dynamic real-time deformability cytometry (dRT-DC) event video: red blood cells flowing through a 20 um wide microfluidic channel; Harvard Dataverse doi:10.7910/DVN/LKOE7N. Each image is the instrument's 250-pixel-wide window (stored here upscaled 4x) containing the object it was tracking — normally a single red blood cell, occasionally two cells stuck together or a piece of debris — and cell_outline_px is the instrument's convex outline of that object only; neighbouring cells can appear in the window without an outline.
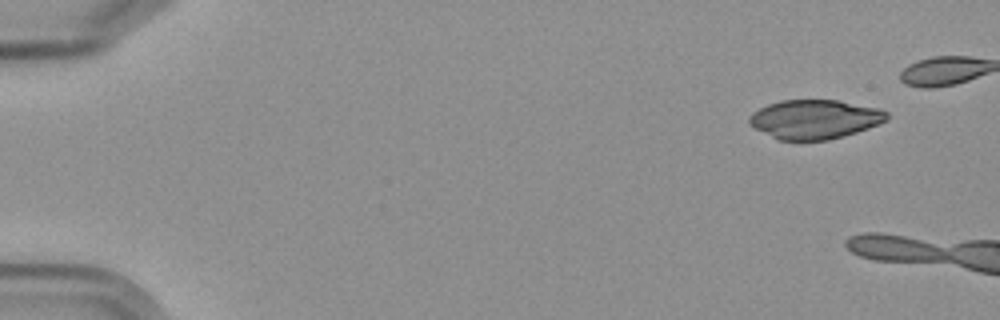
{"species": "Egyptian fruit bat (a non-hibernating species)", "species_latin": "Rousettus aegyptiacus", "temperature_condition": "cold", "stored_images_in_passage": 3, "camera_frame_rate_fps": 3000, "um_per_image_px": 0.085, "frame": {"image": 1, "passage_image": 1, "time_ms": 0.0, "image_size_px": [1000, 320], "cell_outline_px": [[888, 120], [880, 124], [856, 132], [828, 140], [780, 140], [748, 124], [748, 116], [752, 112], [768, 104], [780, 100], [836, 100], [880, 108], [888, 112]], "centroid_in_image_um": [69.27, 10.13], "position_along_channel_um": 15.7, "area_um2": 31.33}}